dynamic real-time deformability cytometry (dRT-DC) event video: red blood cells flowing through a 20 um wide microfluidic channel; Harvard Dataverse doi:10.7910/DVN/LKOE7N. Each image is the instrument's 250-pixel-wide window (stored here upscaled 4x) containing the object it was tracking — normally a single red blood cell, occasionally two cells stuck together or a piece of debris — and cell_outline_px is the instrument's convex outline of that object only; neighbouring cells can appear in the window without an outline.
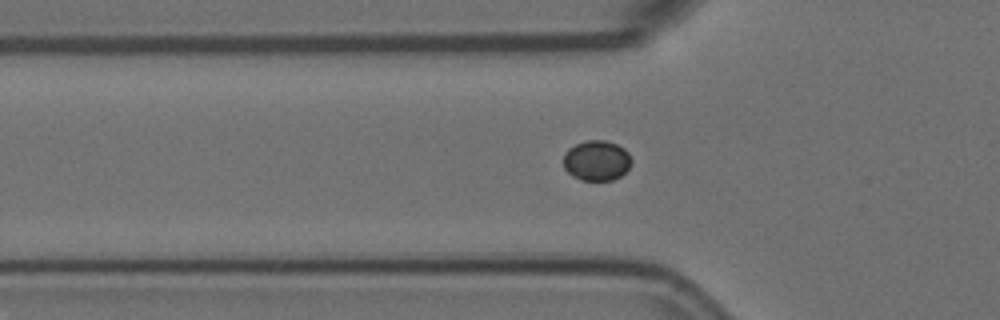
{"species": "Egyptian fruit bat (a non-hibernating species)", "species_latin": "Rousettus aegyptiacus", "temperature_condition": "room temperature", "stored_images_in_passage": 47, "camera_frame_rate_fps": 3000, "um_per_image_px": 0.085, "animal": {"sex": "female"}, "frame": {"image": 1, "passage_image": 8, "time_ms": 2.333, "image_size_px": [1000, 320], "cell_outline_px": [[632, 164], [620, 176], [612, 180], [580, 180], [572, 176], [564, 168], [564, 152], [568, 148], [584, 140], [604, 140], [616, 144], [624, 148], [628, 152], [632, 160]], "centroid_in_image_um": [50.71, 13.64], "position_along_channel_um": 75.1, "area_um2": 16.07}}
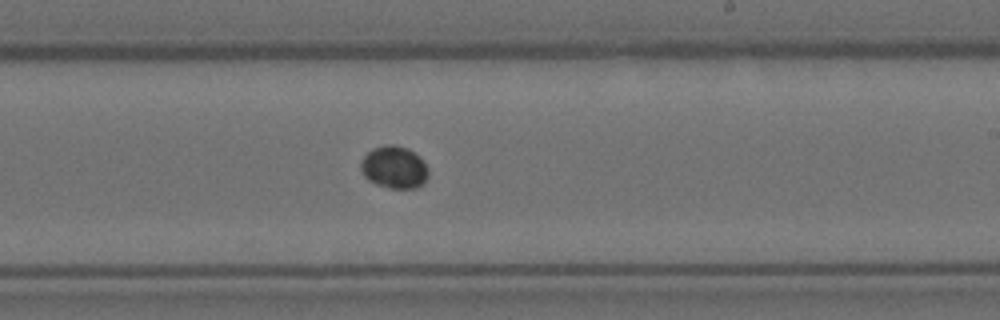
{"frame": {"image": 2, "passage_image": 23, "time_ms": 7.333, "image_size_px": [1000, 320], "cell_outline_px": [[428, 176], [424, 184], [416, 188], [388, 188], [376, 184], [368, 180], [364, 176], [360, 168], [360, 164], [364, 156], [372, 148], [384, 144], [392, 144], [408, 148], [420, 156], [428, 168]], "centroid_in_image_um": [33.51, 14.21], "position_along_channel_um": 255.5, "area_um2": 16.94}}
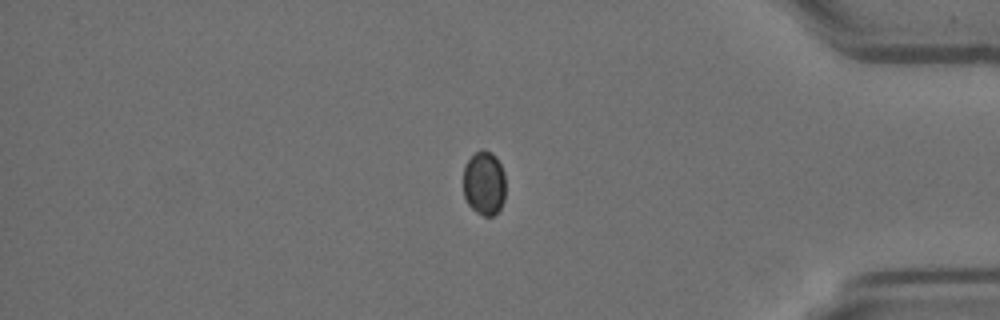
{"frame": {"image": 3, "passage_image": 37, "time_ms": 12.0, "image_size_px": [1000, 320], "cell_outline_px": [[504, 200], [500, 208], [492, 216], [484, 216], [476, 212], [468, 204], [464, 196], [464, 168], [468, 160], [476, 152], [484, 148], [492, 152], [496, 156], [504, 172]], "centroid_in_image_um": [41.15, 15.55], "position_along_channel_um": 394.0, "area_um2": 15.78}}